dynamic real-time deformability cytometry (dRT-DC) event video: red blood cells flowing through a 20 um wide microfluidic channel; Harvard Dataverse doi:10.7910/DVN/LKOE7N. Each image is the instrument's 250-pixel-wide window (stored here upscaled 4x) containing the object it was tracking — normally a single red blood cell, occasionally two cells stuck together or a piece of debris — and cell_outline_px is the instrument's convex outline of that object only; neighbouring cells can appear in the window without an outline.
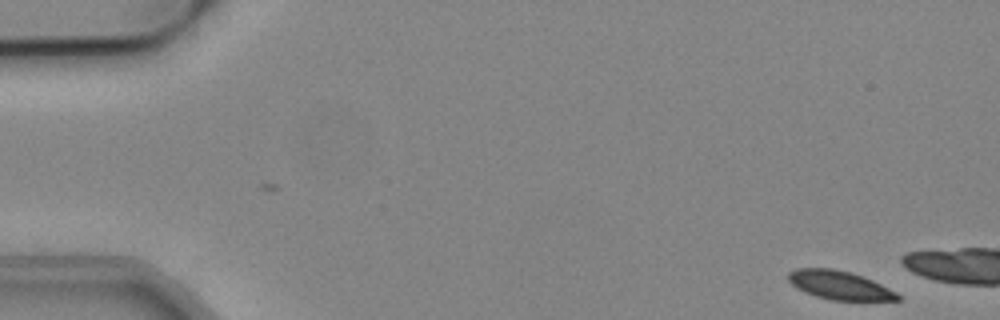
{"species": "common noctule bat (a hibernating species)", "species_latin": "Nyctalus noctula", "temperature_condition": "cold", "stored_images_in_passage": 4, "camera_frame_rate_fps": 3000, "um_per_image_px": 0.085, "animal": {"sex": "male", "body_mass_g": 19.2, "forearm_length_mm": 51.8}, "frame": {"image": 1, "passage_image": 4, "time_ms": 1.0, "image_size_px": [1000, 320], "cell_outline_px": [[900, 300], [832, 300], [816, 296], [804, 292], [796, 288], [788, 280], [788, 272], [796, 268], [832, 268], [852, 272], [864, 276], [896, 292], [900, 296]], "centroid_in_image_um": [71.33, 24.23], "position_along_channel_um": 13.7, "area_um2": 18.26}}